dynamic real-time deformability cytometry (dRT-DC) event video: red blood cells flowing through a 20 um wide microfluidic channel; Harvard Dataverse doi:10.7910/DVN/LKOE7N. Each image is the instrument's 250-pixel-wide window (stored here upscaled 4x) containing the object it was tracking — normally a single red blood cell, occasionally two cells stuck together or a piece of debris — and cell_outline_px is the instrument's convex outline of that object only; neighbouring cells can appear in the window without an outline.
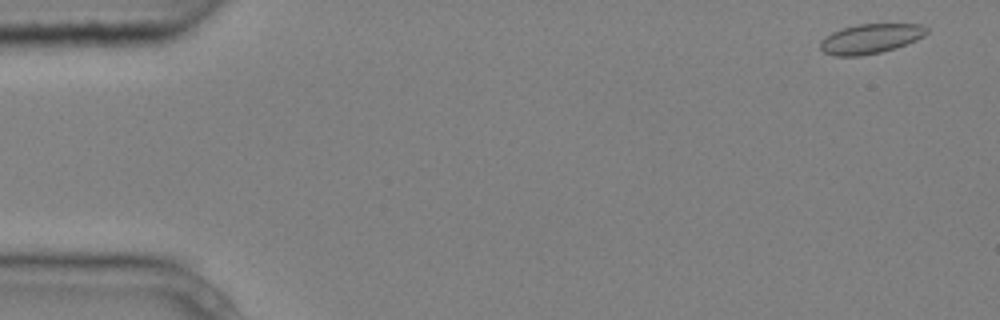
{"species": "common noctule bat (a hibernating species)", "species_latin": "Nyctalus noctula", "temperature_condition": "cold", "stored_images_in_passage": 8, "camera_frame_rate_fps": 3000, "um_per_image_px": 0.085, "animal": {"sex": "male", "body_mass_g": 20.4}, "frame": {"image": 1, "passage_image": 1, "time_ms": 0.0, "image_size_px": [1000, 320], "cell_outline_px": [[928, 32], [924, 36], [916, 40], [896, 48], [880, 52], [860, 56], [832, 56], [824, 52], [820, 48], [820, 40], [832, 32], [856, 24], [920, 24], [928, 28]], "centroid_in_image_um": [73.99, 3.29], "position_along_channel_um": 11.0, "area_um2": 18.44}}
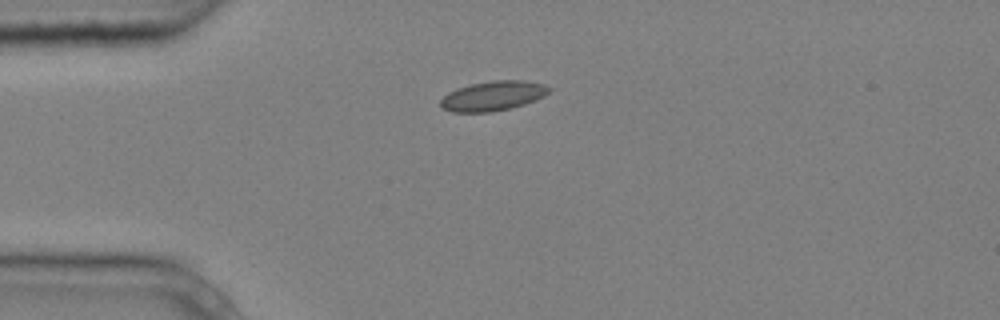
{"frame": {"image": 2, "passage_image": 4, "time_ms": 1.0, "image_size_px": [1000, 320], "cell_outline_px": [[552, 88], [544, 96], [536, 100], [524, 104], [492, 112], [452, 112], [440, 108], [440, 100], [448, 92], [456, 88], [472, 84], [492, 80], [524, 80], [544, 84]], "centroid_in_image_um": [41.88, 8.15], "position_along_channel_um": 43.1, "area_um2": 18.84}}
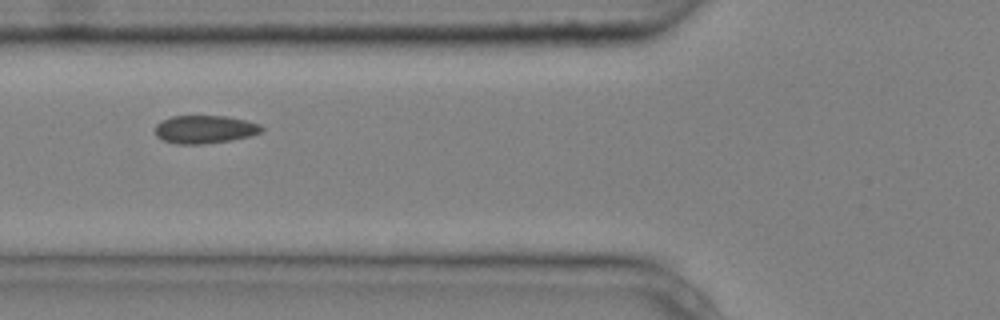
{"frame": {"image": 3, "passage_image": 6, "time_ms": 1.667, "image_size_px": [1000, 320], "cell_outline_px": [[264, 128], [260, 132], [252, 136], [232, 140], [204, 144], [176, 144], [160, 140], [156, 136], [156, 124], [172, 116], [224, 116], [244, 120], [260, 124]], "centroid_in_image_um": [17.4, 11.01], "position_along_channel_um": 108.4, "area_um2": 17.46}}